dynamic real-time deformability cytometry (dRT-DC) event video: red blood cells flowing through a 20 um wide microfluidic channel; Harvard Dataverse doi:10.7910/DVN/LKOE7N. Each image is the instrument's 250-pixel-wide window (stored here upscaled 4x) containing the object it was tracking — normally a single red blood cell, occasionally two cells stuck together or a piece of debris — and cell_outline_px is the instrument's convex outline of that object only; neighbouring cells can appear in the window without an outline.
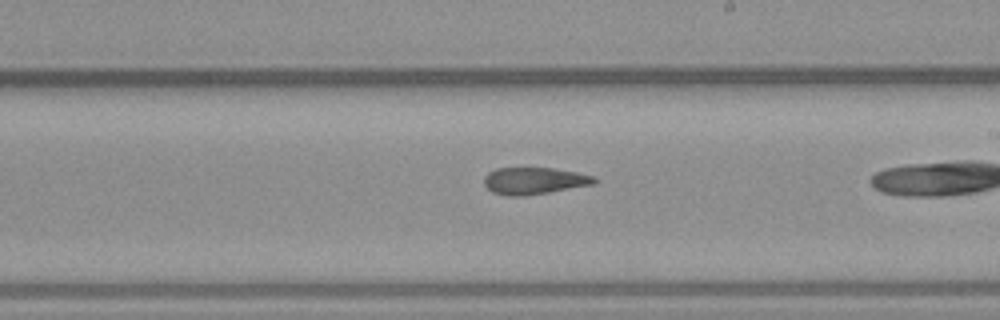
{"species": "common noctule bat (a hibernating species)", "species_latin": "Nyctalus noctula", "temperature_condition": "warm", "stored_images_in_passage": 20, "camera_frame_rate_fps": 3000, "um_per_image_px": 0.085, "animal": {"sex": "male", "body_mass_g": 23.1, "forearm_length_mm": 52.7}, "frame": {"image": 1, "passage_image": 12, "time_ms": 3.667, "image_size_px": [1000, 320], "cell_outline_px": [[596, 184], [524, 196], [508, 196], [492, 192], [484, 184], [484, 176], [488, 172], [496, 168], [552, 168], [576, 172], [596, 176]], "centroid_in_image_um": [45.4, 15.36], "position_along_channel_um": 243.6, "area_um2": 17.34}}
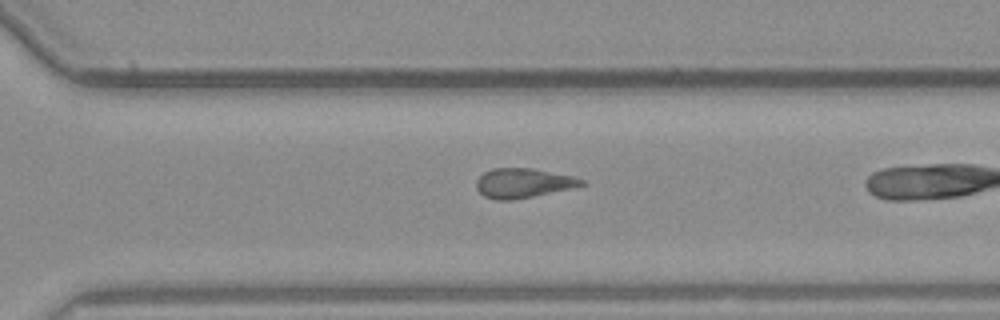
{"frame": {"image": 2, "passage_image": 17, "time_ms": 5.333, "image_size_px": [1000, 320], "cell_outline_px": [[588, 184], [532, 196], [512, 200], [496, 200], [484, 196], [476, 188], [476, 180], [484, 172], [492, 168], [532, 168], [572, 176], [584, 180]], "centroid_in_image_um": [44.44, 15.55], "position_along_channel_um": 326.2, "area_um2": 17.92}}